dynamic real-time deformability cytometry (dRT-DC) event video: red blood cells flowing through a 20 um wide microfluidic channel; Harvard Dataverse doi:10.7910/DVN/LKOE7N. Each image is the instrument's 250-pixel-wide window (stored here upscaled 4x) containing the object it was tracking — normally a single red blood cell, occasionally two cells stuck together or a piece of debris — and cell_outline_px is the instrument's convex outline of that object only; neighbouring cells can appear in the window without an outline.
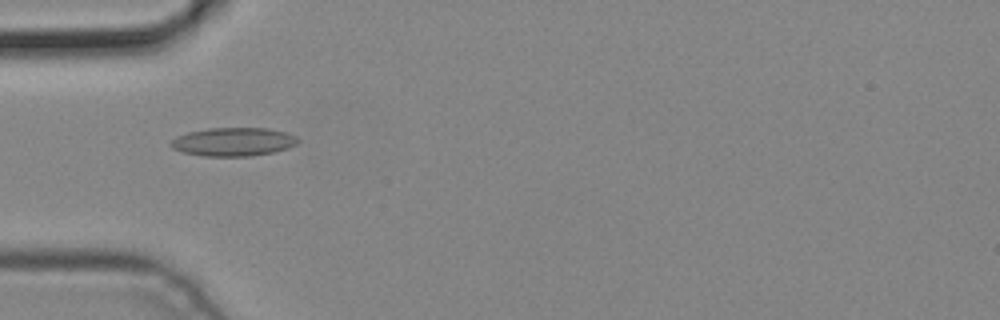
{"species": "common noctule bat (a hibernating species)", "species_latin": "Nyctalus noctula", "temperature_condition": "cold", "stored_images_in_passage": 3, "camera_frame_rate_fps": 3000, "um_per_image_px": 0.085, "animal": {"sex": "male", "body_mass_g": 19.2, "forearm_length_mm": 51.8}, "frame": {"image": 1, "passage_image": 3, "time_ms": 0.667, "image_size_px": [1000, 320], "cell_outline_px": [[300, 140], [296, 144], [288, 148], [276, 152], [252, 156], [204, 156], [184, 152], [172, 148], [168, 144], [176, 136], [188, 132], [208, 128], [268, 128], [284, 132], [296, 136]], "centroid_in_image_um": [19.84, 12.05], "position_along_channel_um": 65.2, "area_um2": 21.21}}